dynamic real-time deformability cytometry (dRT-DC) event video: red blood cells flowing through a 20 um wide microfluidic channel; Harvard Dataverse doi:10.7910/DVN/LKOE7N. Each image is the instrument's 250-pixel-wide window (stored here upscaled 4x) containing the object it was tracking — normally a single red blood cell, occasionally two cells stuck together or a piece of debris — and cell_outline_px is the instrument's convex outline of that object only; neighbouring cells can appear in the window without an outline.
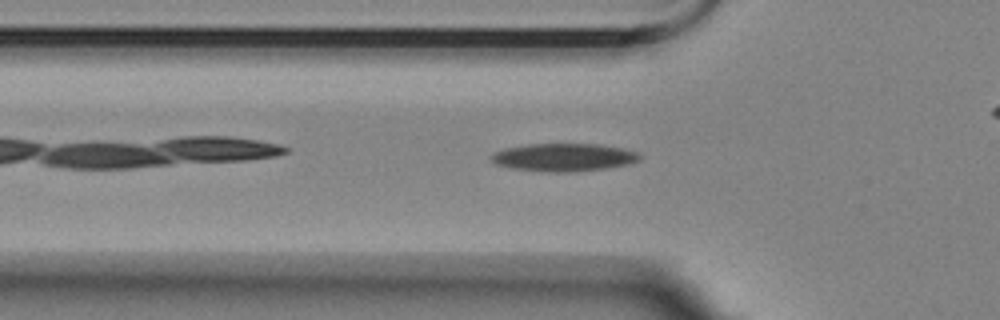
{"species": "Egyptian fruit bat (a non-hibernating species)", "species_latin": "Rousettus aegyptiacus", "temperature_condition": "room temperature", "stored_images_in_passage": 36, "camera_frame_rate_fps": 3000, "um_per_image_px": 0.085, "animal": {"sex": "female"}, "frame": {"image": 1, "passage_image": 2, "time_ms": 0.333, "image_size_px": [1000, 320], "cell_outline_px": [[640, 160], [624, 164], [604, 168], [576, 172], [548, 172], [512, 168], [496, 164], [492, 160], [492, 156], [496, 152], [504, 148], [528, 144], [600, 144], [624, 148], [636, 152], [640, 156]], "centroid_in_image_um": [47.92, 13.37], "position_along_channel_um": 77.9, "area_um2": 23.87}}
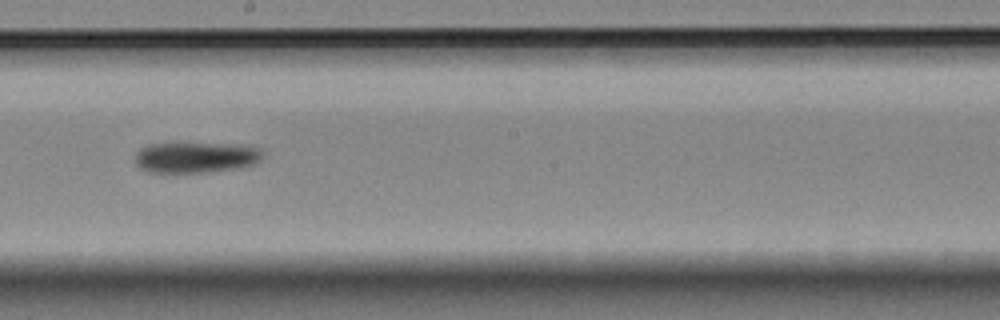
{"frame": {"image": 2, "passage_image": 15, "time_ms": 4.667, "image_size_px": [1000, 320], "cell_outline_px": [[264, 156], [260, 160], [252, 164], [240, 168], [208, 172], [148, 172], [140, 168], [136, 164], [136, 152], [140, 148], [148, 144], [176, 140], [244, 144], [260, 148], [264, 152]], "centroid_in_image_um": [16.65, 13.3], "position_along_channel_um": 231.5, "area_um2": 24.33}}
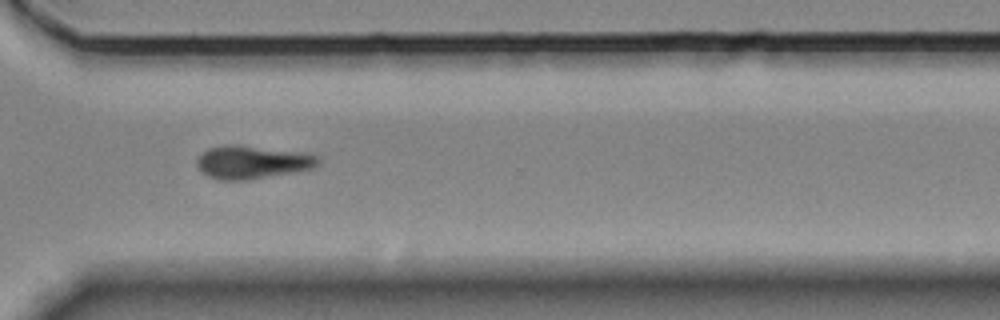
{"frame": {"image": 3, "passage_image": 25, "time_ms": 8.0, "image_size_px": [1000, 320], "cell_outline_px": [[320, 164], [312, 168], [248, 180], [220, 180], [208, 176], [196, 164], [196, 160], [208, 148], [236, 144], [308, 152], [320, 156]], "centroid_in_image_um": [21.5, 13.77], "position_along_channel_um": 349.1, "area_um2": 23.41}}